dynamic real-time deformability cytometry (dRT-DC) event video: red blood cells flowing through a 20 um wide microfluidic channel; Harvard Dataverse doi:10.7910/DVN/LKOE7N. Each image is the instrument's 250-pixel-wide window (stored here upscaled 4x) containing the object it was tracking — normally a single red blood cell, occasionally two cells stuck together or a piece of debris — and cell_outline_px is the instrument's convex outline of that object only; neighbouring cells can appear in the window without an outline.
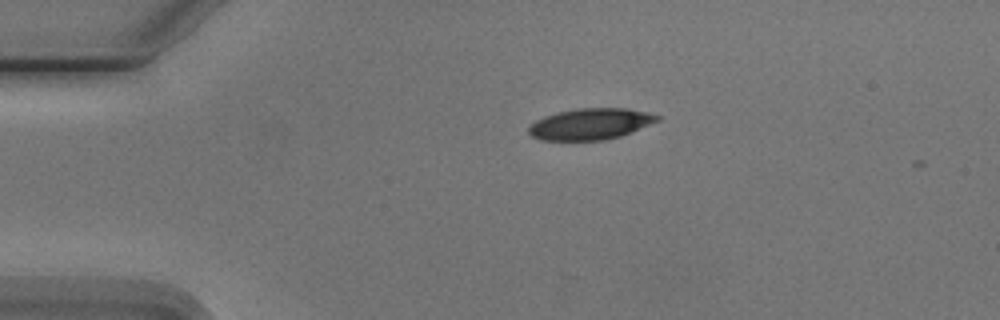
{"species": "Egyptian fruit bat (a non-hibernating species)", "species_latin": "Rousettus aegyptiacus", "temperature_condition": "cold", "stored_images_in_passage": 2, "camera_frame_rate_fps": 3000, "um_per_image_px": 0.085, "animal": {"sex": "male"}, "frame": {"image": 1, "passage_image": 1, "time_ms": 0.0, "image_size_px": [1000, 320], "cell_outline_px": [[660, 120], [620, 136], [604, 140], [540, 140], [532, 136], [528, 132], [528, 128], [536, 120], [544, 116], [576, 108], [628, 108], [648, 112], [660, 116]], "centroid_in_image_um": [50.19, 10.53], "position_along_channel_um": 34.8, "area_um2": 23.29}}